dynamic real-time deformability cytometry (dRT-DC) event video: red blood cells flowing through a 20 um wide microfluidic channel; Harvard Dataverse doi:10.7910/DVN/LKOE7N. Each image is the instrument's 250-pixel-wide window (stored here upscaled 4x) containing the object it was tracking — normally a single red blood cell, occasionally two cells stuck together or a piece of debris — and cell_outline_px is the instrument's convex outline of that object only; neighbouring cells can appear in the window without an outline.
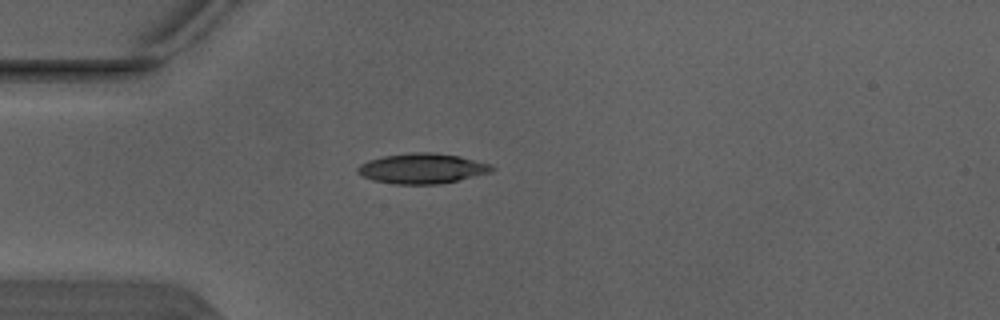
{"species": "Egyptian fruit bat (a non-hibernating species)", "species_latin": "Rousettus aegyptiacus", "temperature_condition": "warm", "stored_images_in_passage": 3, "camera_frame_rate_fps": 3000, "um_per_image_px": 0.085, "animal": {"sex": "male"}, "frame": {"image": 1, "passage_image": 3, "time_ms": 0.667, "image_size_px": [1000, 320], "cell_outline_px": [[496, 168], [492, 172], [440, 184], [396, 184], [372, 180], [356, 172], [356, 168], [360, 164], [368, 160], [384, 156], [412, 152], [432, 152], [460, 156], [492, 164]], "centroid_in_image_um": [35.9, 14.31], "position_along_channel_um": 49.1, "area_um2": 23.7}}